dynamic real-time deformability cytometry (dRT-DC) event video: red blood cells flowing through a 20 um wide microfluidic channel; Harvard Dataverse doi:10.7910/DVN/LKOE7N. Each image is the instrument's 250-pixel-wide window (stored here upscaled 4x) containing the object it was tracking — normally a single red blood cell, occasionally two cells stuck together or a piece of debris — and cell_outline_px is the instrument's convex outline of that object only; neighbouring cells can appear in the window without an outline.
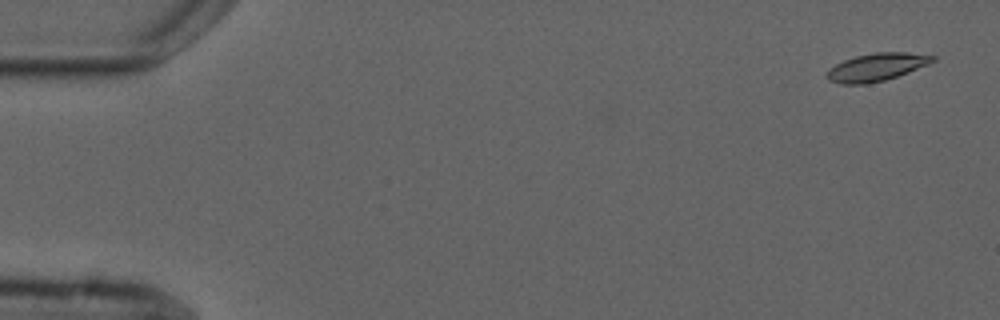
{"species": "common noctule bat (a hibernating species)", "species_latin": "Nyctalus noctula", "temperature_condition": "cold", "stored_images_in_passage": 5, "camera_frame_rate_fps": 3000, "um_per_image_px": 0.085, "animal": {"sex": "male", "forearm_length_mm": 52.5}, "frame": {"image": 1, "passage_image": 1, "time_ms": 0.0, "image_size_px": [1000, 320], "cell_outline_px": [[936, 60], [928, 64], [908, 72], [884, 80], [864, 84], [840, 84], [828, 80], [828, 68], [844, 60], [856, 56], [876, 52], [908, 52], [936, 56]], "centroid_in_image_um": [74.51, 5.69], "position_along_channel_um": 10.5, "area_um2": 16.94}}
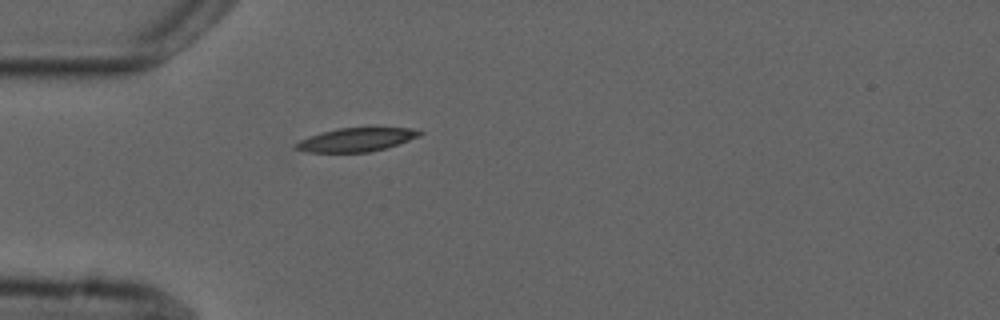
{"frame": {"image": 2, "passage_image": 5, "time_ms": 4.667, "image_size_px": [1000, 320], "cell_outline_px": [[424, 132], [420, 136], [384, 148], [368, 152], [308, 152], [292, 148], [292, 144], [308, 136], [320, 132], [340, 128], [412, 128]], "centroid_in_image_um": [30.21, 11.87], "position_along_channel_um": 54.8, "area_um2": 16.94}}